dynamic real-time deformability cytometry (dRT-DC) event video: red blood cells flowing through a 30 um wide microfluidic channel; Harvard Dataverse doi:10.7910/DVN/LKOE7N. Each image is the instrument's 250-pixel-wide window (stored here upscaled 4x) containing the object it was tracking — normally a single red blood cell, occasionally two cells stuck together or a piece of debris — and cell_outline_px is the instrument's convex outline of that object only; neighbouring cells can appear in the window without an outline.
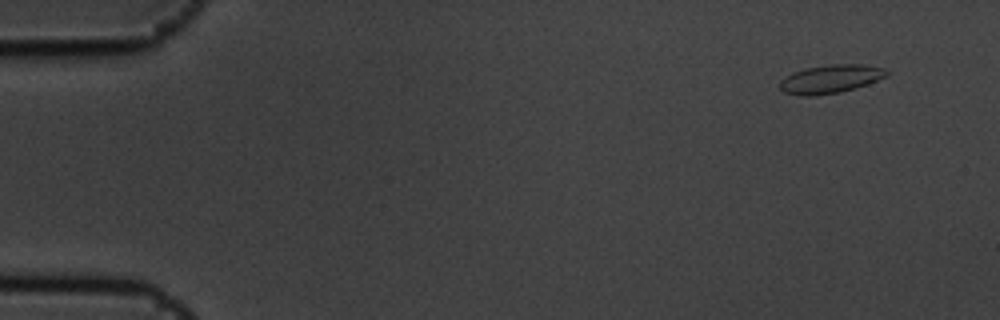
{"species": "common noctule bat (a hibernating species)", "species_latin": "Nyctalus noctula", "temperature_condition": "cold", "stored_images_in_passage": 7, "camera_frame_rate_fps": 3000, "um_per_image_px": 0.085, "animal": {"sex": "male", "body_mass_g": 19.5, "forearm_length_mm": 54.6}, "frame": {"image": 1, "passage_image": 2, "time_ms": 0.333, "image_size_px": [1000, 320], "cell_outline_px": [[888, 76], [868, 84], [856, 88], [840, 92], [816, 96], [800, 96], [784, 92], [780, 88], [780, 80], [784, 76], [792, 72], [804, 68], [828, 64], [860, 64], [884, 68], [888, 72]], "centroid_in_image_um": [70.57, 6.71], "position_along_channel_um": 14.4, "area_um2": 17.98}}
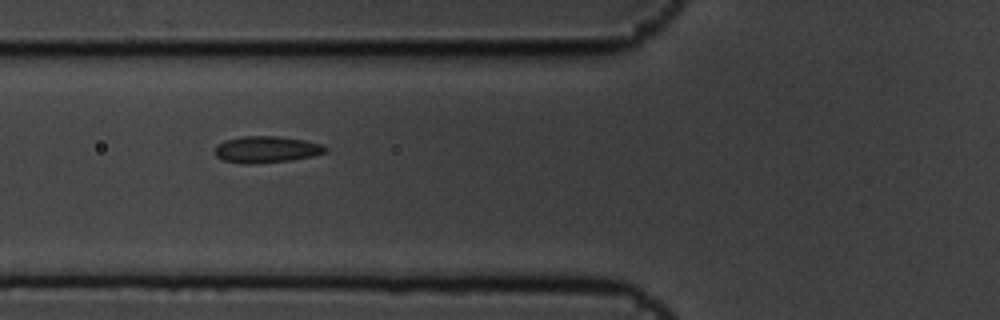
{"frame": {"image": 2, "passage_image": 6, "time_ms": 1.667, "image_size_px": [1000, 320], "cell_outline_px": [[328, 152], [312, 156], [292, 160], [252, 164], [244, 164], [224, 160], [216, 156], [216, 144], [224, 140], [244, 136], [276, 136], [304, 140], [320, 144], [328, 148]], "centroid_in_image_um": [22.65, 12.7], "position_along_channel_um": 103.1, "area_um2": 17.11}}
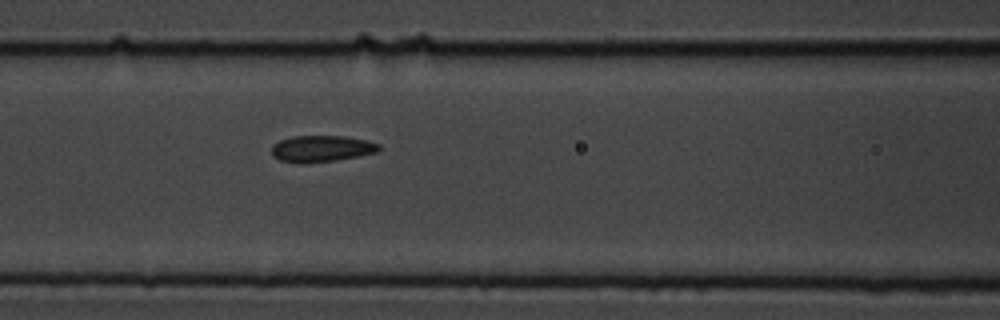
{"frame": {"image": 3, "passage_image": 7, "time_ms": 2.0, "image_size_px": [1000, 320], "cell_outline_px": [[380, 148], [376, 152], [360, 156], [336, 160], [300, 164], [280, 160], [272, 156], [272, 144], [280, 140], [292, 136], [344, 136], [364, 140], [380, 144]], "centroid_in_image_um": [27.29, 12.64], "position_along_channel_um": 139.3, "area_um2": 16.59}}